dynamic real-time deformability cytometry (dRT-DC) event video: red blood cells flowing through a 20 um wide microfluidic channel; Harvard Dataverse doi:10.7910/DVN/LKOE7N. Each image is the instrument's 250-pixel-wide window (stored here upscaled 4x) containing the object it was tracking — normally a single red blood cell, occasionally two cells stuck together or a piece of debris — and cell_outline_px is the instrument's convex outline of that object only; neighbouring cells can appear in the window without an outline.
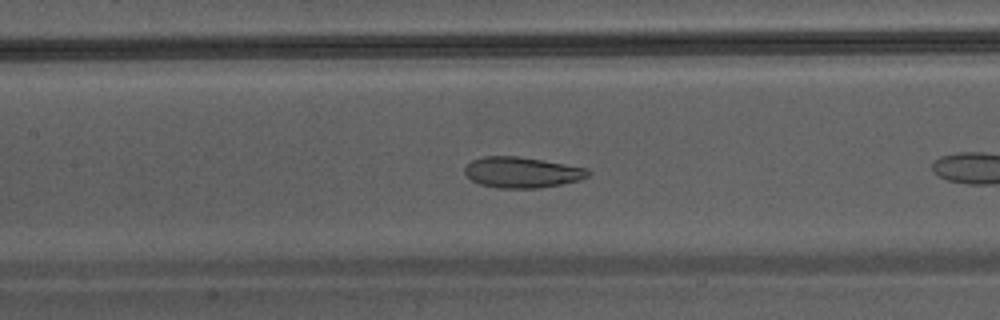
{"species": "Egyptian fruit bat (a non-hibernating species)", "species_latin": "Rousettus aegyptiacus", "temperature_condition": "warm", "stored_images_in_passage": 6, "camera_frame_rate_fps": 3000, "um_per_image_px": 0.085, "animal": {"sex": "male"}, "frame": {"image": 1, "passage_image": 5, "time_ms": 1.333, "image_size_px": [1000, 320], "cell_outline_px": [[592, 172], [588, 176], [580, 180], [540, 188], [500, 188], [480, 184], [472, 180], [464, 172], [464, 168], [472, 160], [484, 156], [516, 156], [588, 168]], "centroid_in_image_um": [44.37, 14.65], "position_along_channel_um": 163.0, "area_um2": 21.96}}